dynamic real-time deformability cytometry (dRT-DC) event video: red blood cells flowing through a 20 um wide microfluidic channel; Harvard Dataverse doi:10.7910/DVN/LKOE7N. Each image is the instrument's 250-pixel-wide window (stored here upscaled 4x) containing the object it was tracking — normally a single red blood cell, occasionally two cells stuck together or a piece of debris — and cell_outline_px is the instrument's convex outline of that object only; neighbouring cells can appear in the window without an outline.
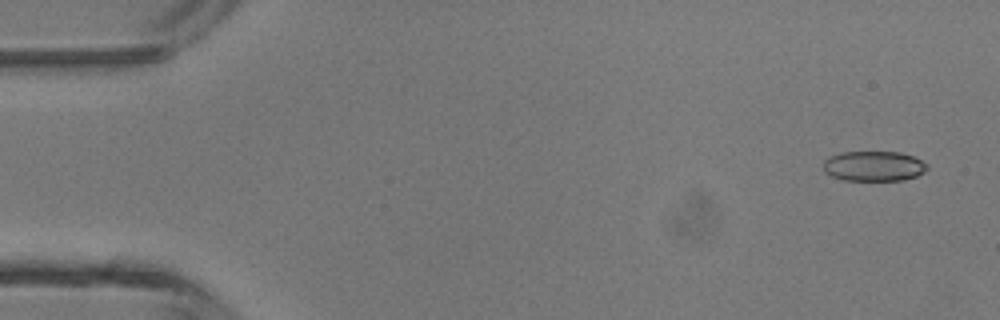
{"species": "common noctule bat (a hibernating species)", "species_latin": "Nyctalus noctula", "temperature_condition": "room temperature", "stored_images_in_passage": 4, "camera_frame_rate_fps": 3000, "um_per_image_px": 0.085, "animal": {"sex": "male", "body_mass_g": 13.3}, "frame": {"image": 1, "passage_image": 1, "time_ms": 0.0, "image_size_px": [1000, 320], "cell_outline_px": [[928, 168], [924, 172], [916, 176], [904, 180], [844, 180], [832, 176], [824, 172], [824, 160], [828, 156], [840, 152], [900, 152], [912, 156], [928, 164]], "centroid_in_image_um": [74.26, 14.11], "position_along_channel_um": 10.7, "area_um2": 18.26}}
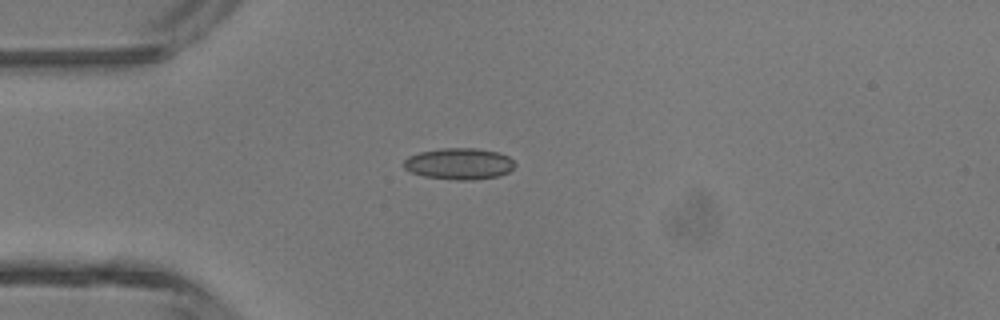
{"frame": {"image": 2, "passage_image": 4, "time_ms": 1.0, "image_size_px": [1000, 320], "cell_outline_px": [[516, 164], [508, 172], [500, 176], [472, 180], [456, 180], [424, 176], [412, 172], [404, 168], [404, 160], [408, 156], [420, 152], [440, 148], [476, 148], [496, 152], [508, 156]], "centroid_in_image_um": [39.03, 13.92], "position_along_channel_um": 46.0, "area_um2": 20.29}}